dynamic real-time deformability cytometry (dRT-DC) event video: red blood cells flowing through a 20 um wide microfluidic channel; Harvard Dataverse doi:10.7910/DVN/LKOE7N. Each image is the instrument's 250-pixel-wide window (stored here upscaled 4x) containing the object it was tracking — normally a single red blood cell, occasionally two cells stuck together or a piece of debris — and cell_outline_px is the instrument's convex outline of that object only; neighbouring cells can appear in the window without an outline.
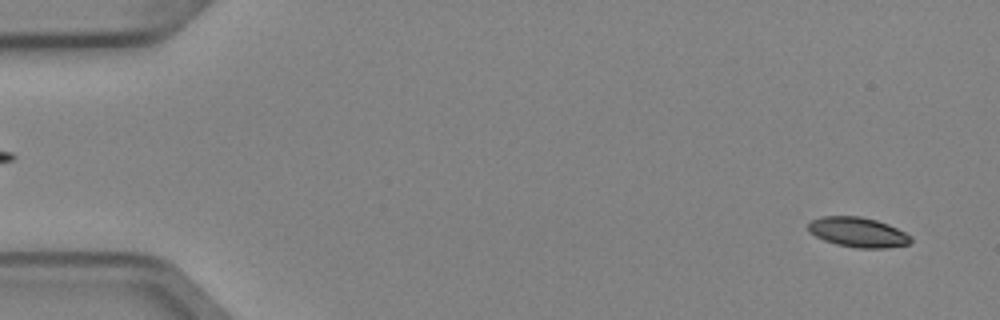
{"species": "Egyptian fruit bat (a non-hibernating species)", "species_latin": "Rousettus aegyptiacus", "temperature_condition": "cold", "stored_images_in_passage": 5, "camera_frame_rate_fps": 3000, "um_per_image_px": 0.085, "animal": {"sex": "female"}, "frame": {"image": 1, "passage_image": 1, "time_ms": 0.0, "image_size_px": [1000, 320], "cell_outline_px": [[912, 240], [908, 244], [888, 248], [856, 248], [836, 244], [824, 240], [816, 236], [808, 228], [808, 224], [812, 220], [820, 216], [860, 216], [876, 220], [888, 224], [912, 236]], "centroid_in_image_um": [72.94, 19.74], "position_along_channel_um": 12.1, "area_um2": 17.8}}
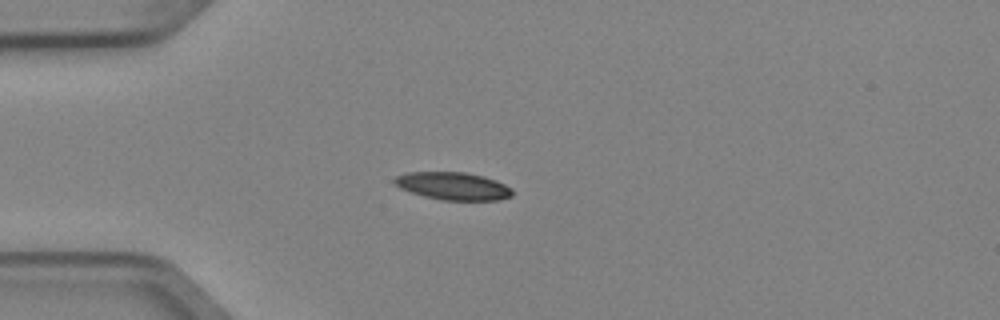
{"frame": {"image": 2, "passage_image": 4, "time_ms": 1.0, "image_size_px": [1000, 320], "cell_outline_px": [[512, 196], [500, 200], [440, 200], [424, 196], [400, 188], [392, 180], [396, 176], [408, 172], [464, 172], [484, 176], [496, 180], [512, 188]], "centroid_in_image_um": [38.53, 15.81], "position_along_channel_um": 46.5, "area_um2": 19.02}}